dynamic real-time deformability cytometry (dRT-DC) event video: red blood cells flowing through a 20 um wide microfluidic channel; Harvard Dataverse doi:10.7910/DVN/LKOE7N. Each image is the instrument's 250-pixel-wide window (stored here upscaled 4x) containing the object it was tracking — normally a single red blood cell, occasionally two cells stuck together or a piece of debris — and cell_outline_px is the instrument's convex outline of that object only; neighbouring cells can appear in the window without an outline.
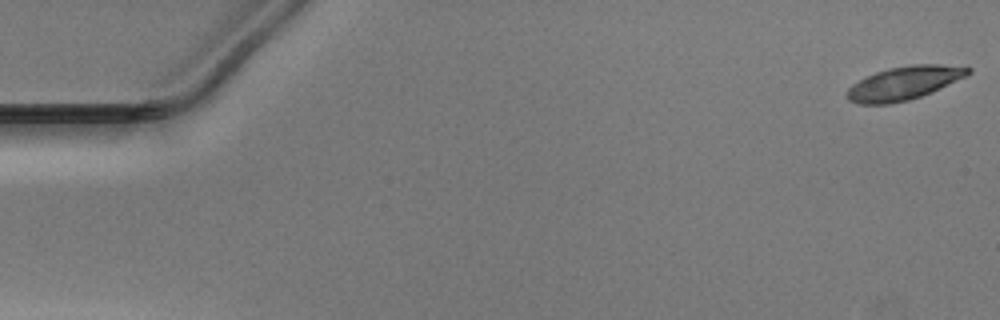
{"species": "Egyptian fruit bat (a non-hibernating species)", "species_latin": "Rousettus aegyptiacus", "temperature_condition": "warm", "stored_images_in_passage": 52, "camera_frame_rate_fps": 3000, "um_per_image_px": 0.085, "animal": {"sex": "male"}, "frame": {"image": 1, "passage_image": 1, "time_ms": 0.0, "image_size_px": [1000, 320], "cell_outline_px": [[972, 72], [964, 76], [920, 96], [908, 100], [888, 104], [860, 104], [848, 100], [848, 88], [852, 84], [876, 72], [888, 68], [912, 64], [940, 64], [972, 68]], "centroid_in_image_um": [76.81, 7.05], "position_along_channel_um": 8.2, "area_um2": 23.0}}
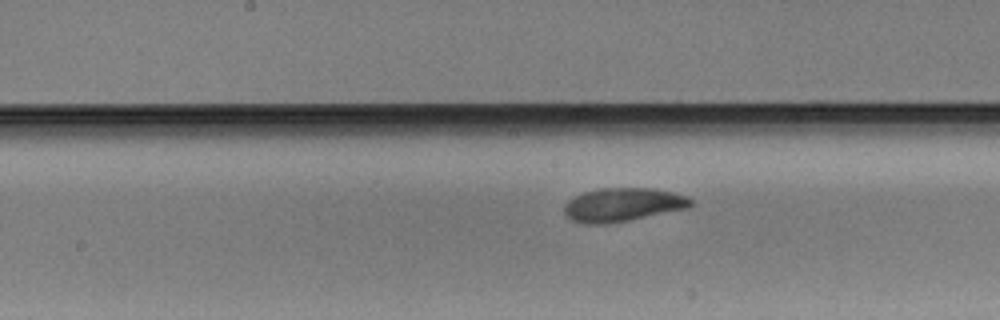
{"frame": {"image": 2, "passage_image": 27, "time_ms": 8.667, "image_size_px": [1000, 320], "cell_outline_px": [[692, 204], [688, 208], [628, 220], [604, 224], [584, 224], [572, 220], [564, 212], [564, 204], [568, 200], [584, 192], [600, 188], [652, 188], [672, 192], [684, 196], [692, 200]], "centroid_in_image_um": [52.9, 17.4], "position_along_channel_um": 195.3, "area_um2": 24.51}}
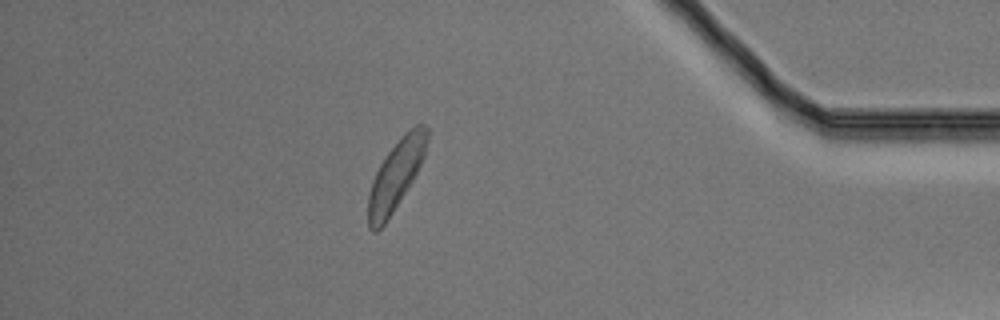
{"frame": {"image": 3, "passage_image": 46, "time_ms": 15.0, "image_size_px": [1000, 320], "cell_outline_px": [[428, 140], [424, 156], [412, 180], [392, 212], [384, 224], [376, 232], [372, 232], [368, 228], [368, 196], [372, 180], [380, 164], [388, 152], [404, 132], [416, 124], [424, 124], [428, 128]], "centroid_in_image_um": [33.64, 14.86], "position_along_channel_um": 401.6, "area_um2": 23.47}}